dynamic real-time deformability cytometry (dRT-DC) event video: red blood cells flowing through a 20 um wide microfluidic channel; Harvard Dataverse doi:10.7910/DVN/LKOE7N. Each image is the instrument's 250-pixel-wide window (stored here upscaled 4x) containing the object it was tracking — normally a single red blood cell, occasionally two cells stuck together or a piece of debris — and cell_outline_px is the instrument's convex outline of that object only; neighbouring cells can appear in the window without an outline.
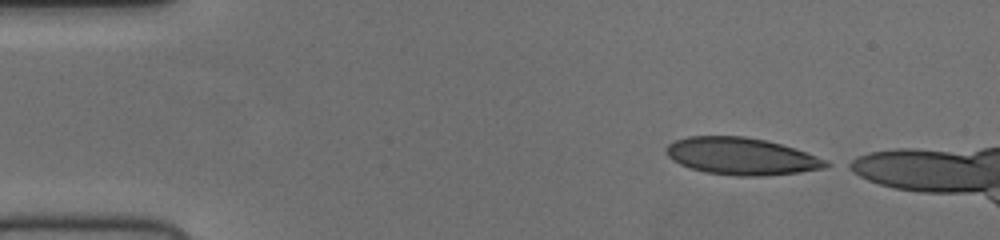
{"species": "human", "species_latin": "Homo sapiens", "temperature_condition": "cold", "stored_images_in_passage": 9, "camera_frame_rate_fps": 3000, "um_per_image_px": 0.085, "donor": {"sex": "female"}, "frame": {"image": 1, "passage_image": 1, "time_ms": 0.0, "image_size_px": [1000, 240], "cell_outline_px": [[836, 164], [828, 168], [800, 172], [764, 176], [736, 176], [704, 172], [688, 168], [672, 160], [664, 152], [664, 148], [668, 144], [676, 140], [688, 136], [744, 136], [764, 140], [796, 148], [828, 160]], "centroid_in_image_um": [63.06, 13.29], "position_along_channel_um": 21.9, "area_um2": 35.08}}